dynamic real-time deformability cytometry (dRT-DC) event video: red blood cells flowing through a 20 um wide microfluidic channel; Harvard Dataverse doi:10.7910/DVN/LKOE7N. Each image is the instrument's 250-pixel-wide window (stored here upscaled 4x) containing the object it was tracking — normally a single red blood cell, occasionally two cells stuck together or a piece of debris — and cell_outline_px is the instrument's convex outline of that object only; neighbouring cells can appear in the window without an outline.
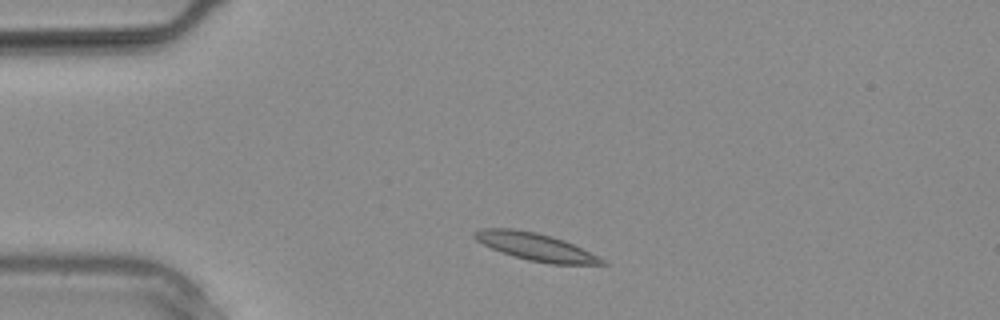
{"species": "common noctule bat (a hibernating species)", "species_latin": "Nyctalus noctula", "temperature_condition": "warm", "stored_images_in_passage": 6, "camera_frame_rate_fps": 3000, "um_per_image_px": 0.085, "animal": {"sex": "male", "body_mass_g": 20.4}, "frame": {"image": 1, "passage_image": 2, "time_ms": 0.333, "image_size_px": [1000, 320], "cell_outline_px": [[608, 264], [552, 264], [528, 260], [492, 248], [476, 240], [472, 236], [472, 232], [480, 228], [512, 228], [536, 232], [552, 236], [564, 240], [604, 260]], "centroid_in_image_um": [45.46, 20.95], "position_along_channel_um": 39.5, "area_um2": 20.0}}
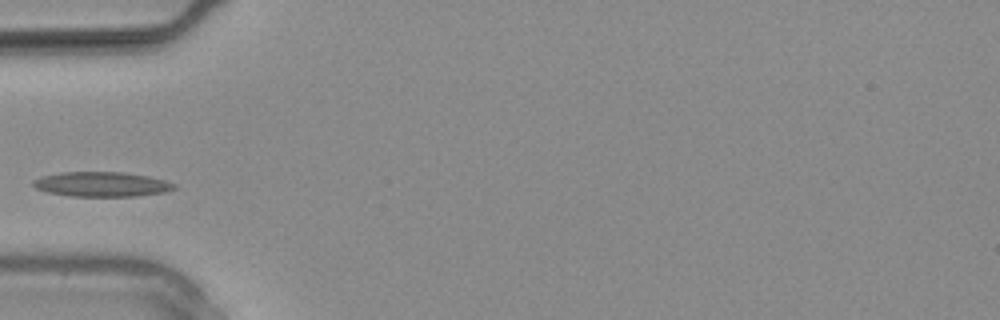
{"frame": {"image": 2, "passage_image": 5, "time_ms": 1.333, "image_size_px": [1000, 320], "cell_outline_px": [[176, 188], [164, 192], [136, 196], [72, 196], [48, 192], [36, 188], [32, 184], [32, 180], [40, 176], [60, 172], [124, 172], [148, 176], [164, 180], [176, 184]], "centroid_in_image_um": [8.62, 15.65], "position_along_channel_um": 76.4, "area_um2": 20.35}}